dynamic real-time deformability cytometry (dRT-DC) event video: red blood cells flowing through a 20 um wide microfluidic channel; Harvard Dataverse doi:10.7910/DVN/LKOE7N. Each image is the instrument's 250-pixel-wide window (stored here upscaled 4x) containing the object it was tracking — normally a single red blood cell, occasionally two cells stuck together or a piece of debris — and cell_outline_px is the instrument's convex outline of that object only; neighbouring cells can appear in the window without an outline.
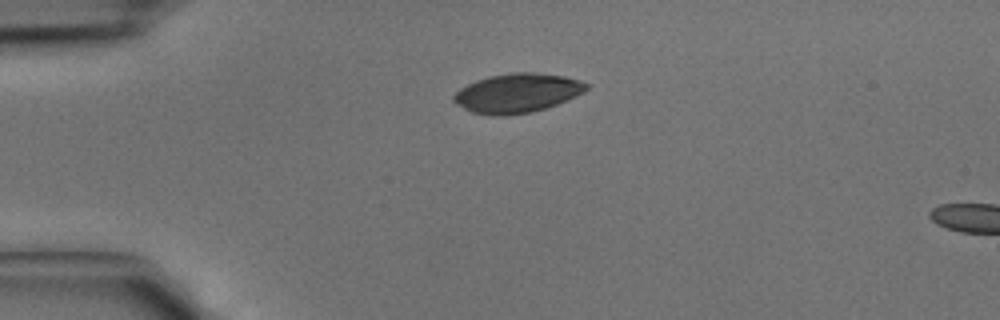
{"species": "common noctule bat (a hibernating species)", "species_latin": "Nyctalus noctula", "temperature_condition": "cold", "stored_images_in_passage": 4, "camera_frame_rate_fps": 3000, "um_per_image_px": 0.085, "animal": {"sex": "male", "body_mass_g": 15.6}, "frame": {"image": 1, "passage_image": 1, "time_ms": 0.0, "image_size_px": [1000, 320], "cell_outline_px": [[592, 84], [584, 92], [576, 96], [556, 104], [532, 112], [496, 116], [492, 116], [472, 112], [456, 104], [452, 100], [452, 96], [460, 88], [476, 80], [488, 76], [512, 72], [536, 72], [564, 76], [580, 80]], "centroid_in_image_um": [43.97, 7.9], "position_along_channel_um": 41.0, "area_um2": 30.4}}